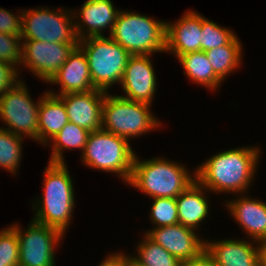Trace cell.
Masks as SVG:
<instances>
[{
    "mask_svg": "<svg viewBox=\"0 0 266 266\" xmlns=\"http://www.w3.org/2000/svg\"><path fill=\"white\" fill-rule=\"evenodd\" d=\"M227 207L253 241L266 237V203L244 196L229 202Z\"/></svg>",
    "mask_w": 266,
    "mask_h": 266,
    "instance_id": "19",
    "label": "cell"
},
{
    "mask_svg": "<svg viewBox=\"0 0 266 266\" xmlns=\"http://www.w3.org/2000/svg\"><path fill=\"white\" fill-rule=\"evenodd\" d=\"M39 7L21 11L22 40H38L50 43H79L70 12L62 13Z\"/></svg>",
    "mask_w": 266,
    "mask_h": 266,
    "instance_id": "8",
    "label": "cell"
},
{
    "mask_svg": "<svg viewBox=\"0 0 266 266\" xmlns=\"http://www.w3.org/2000/svg\"><path fill=\"white\" fill-rule=\"evenodd\" d=\"M89 65L95 89L106 92L120 83L131 54L111 37H87L79 41Z\"/></svg>",
    "mask_w": 266,
    "mask_h": 266,
    "instance_id": "5",
    "label": "cell"
},
{
    "mask_svg": "<svg viewBox=\"0 0 266 266\" xmlns=\"http://www.w3.org/2000/svg\"><path fill=\"white\" fill-rule=\"evenodd\" d=\"M259 266H266V237L257 240Z\"/></svg>",
    "mask_w": 266,
    "mask_h": 266,
    "instance_id": "35",
    "label": "cell"
},
{
    "mask_svg": "<svg viewBox=\"0 0 266 266\" xmlns=\"http://www.w3.org/2000/svg\"><path fill=\"white\" fill-rule=\"evenodd\" d=\"M151 221L156 227L178 223V211L175 198H154L150 212Z\"/></svg>",
    "mask_w": 266,
    "mask_h": 266,
    "instance_id": "28",
    "label": "cell"
},
{
    "mask_svg": "<svg viewBox=\"0 0 266 266\" xmlns=\"http://www.w3.org/2000/svg\"><path fill=\"white\" fill-rule=\"evenodd\" d=\"M151 105L106 92L102 106L101 129L129 140L155 129L159 122L150 113ZM130 137V138H129Z\"/></svg>",
    "mask_w": 266,
    "mask_h": 266,
    "instance_id": "7",
    "label": "cell"
},
{
    "mask_svg": "<svg viewBox=\"0 0 266 266\" xmlns=\"http://www.w3.org/2000/svg\"><path fill=\"white\" fill-rule=\"evenodd\" d=\"M80 9L79 17L82 24L75 22V31L79 41L87 37L104 36L101 31L108 27L111 34L120 12L114 8L111 0H87ZM83 24L87 26L88 32L84 30L86 26Z\"/></svg>",
    "mask_w": 266,
    "mask_h": 266,
    "instance_id": "17",
    "label": "cell"
},
{
    "mask_svg": "<svg viewBox=\"0 0 266 266\" xmlns=\"http://www.w3.org/2000/svg\"><path fill=\"white\" fill-rule=\"evenodd\" d=\"M202 188L204 187L195 180L175 198L179 224L196 229L207 217L209 205Z\"/></svg>",
    "mask_w": 266,
    "mask_h": 266,
    "instance_id": "20",
    "label": "cell"
},
{
    "mask_svg": "<svg viewBox=\"0 0 266 266\" xmlns=\"http://www.w3.org/2000/svg\"><path fill=\"white\" fill-rule=\"evenodd\" d=\"M236 35L228 28L221 27L207 18L202 17L201 51L218 48L229 44Z\"/></svg>",
    "mask_w": 266,
    "mask_h": 266,
    "instance_id": "27",
    "label": "cell"
},
{
    "mask_svg": "<svg viewBox=\"0 0 266 266\" xmlns=\"http://www.w3.org/2000/svg\"><path fill=\"white\" fill-rule=\"evenodd\" d=\"M43 174L44 196L40 198V204L37 201L33 221L57 228L64 234L75 205L72 179L65 162H49Z\"/></svg>",
    "mask_w": 266,
    "mask_h": 266,
    "instance_id": "2",
    "label": "cell"
},
{
    "mask_svg": "<svg viewBox=\"0 0 266 266\" xmlns=\"http://www.w3.org/2000/svg\"><path fill=\"white\" fill-rule=\"evenodd\" d=\"M242 47L239 39L235 37L229 44L212 48L205 51L206 56L211 64L215 74L223 81L227 74L240 65L242 56Z\"/></svg>",
    "mask_w": 266,
    "mask_h": 266,
    "instance_id": "23",
    "label": "cell"
},
{
    "mask_svg": "<svg viewBox=\"0 0 266 266\" xmlns=\"http://www.w3.org/2000/svg\"><path fill=\"white\" fill-rule=\"evenodd\" d=\"M260 150L244 147L220 152L196 170V180L207 190L244 192L253 179Z\"/></svg>",
    "mask_w": 266,
    "mask_h": 266,
    "instance_id": "1",
    "label": "cell"
},
{
    "mask_svg": "<svg viewBox=\"0 0 266 266\" xmlns=\"http://www.w3.org/2000/svg\"><path fill=\"white\" fill-rule=\"evenodd\" d=\"M182 266H216L212 258L204 251L200 256L182 263Z\"/></svg>",
    "mask_w": 266,
    "mask_h": 266,
    "instance_id": "34",
    "label": "cell"
},
{
    "mask_svg": "<svg viewBox=\"0 0 266 266\" xmlns=\"http://www.w3.org/2000/svg\"><path fill=\"white\" fill-rule=\"evenodd\" d=\"M22 136L0 128V167L16 174L21 160Z\"/></svg>",
    "mask_w": 266,
    "mask_h": 266,
    "instance_id": "26",
    "label": "cell"
},
{
    "mask_svg": "<svg viewBox=\"0 0 266 266\" xmlns=\"http://www.w3.org/2000/svg\"><path fill=\"white\" fill-rule=\"evenodd\" d=\"M21 36L0 33V61L13 66L21 64L22 45Z\"/></svg>",
    "mask_w": 266,
    "mask_h": 266,
    "instance_id": "30",
    "label": "cell"
},
{
    "mask_svg": "<svg viewBox=\"0 0 266 266\" xmlns=\"http://www.w3.org/2000/svg\"><path fill=\"white\" fill-rule=\"evenodd\" d=\"M166 22L120 11L110 37L131 55L165 51Z\"/></svg>",
    "mask_w": 266,
    "mask_h": 266,
    "instance_id": "4",
    "label": "cell"
},
{
    "mask_svg": "<svg viewBox=\"0 0 266 266\" xmlns=\"http://www.w3.org/2000/svg\"><path fill=\"white\" fill-rule=\"evenodd\" d=\"M19 241L11 226L0 231V266H19Z\"/></svg>",
    "mask_w": 266,
    "mask_h": 266,
    "instance_id": "29",
    "label": "cell"
},
{
    "mask_svg": "<svg viewBox=\"0 0 266 266\" xmlns=\"http://www.w3.org/2000/svg\"><path fill=\"white\" fill-rule=\"evenodd\" d=\"M202 16L185 13L176 23H166L165 51L178 58L188 52L201 51Z\"/></svg>",
    "mask_w": 266,
    "mask_h": 266,
    "instance_id": "15",
    "label": "cell"
},
{
    "mask_svg": "<svg viewBox=\"0 0 266 266\" xmlns=\"http://www.w3.org/2000/svg\"><path fill=\"white\" fill-rule=\"evenodd\" d=\"M194 231L177 223L156 227L148 231L146 236L183 263L197 258L205 251V241L200 240Z\"/></svg>",
    "mask_w": 266,
    "mask_h": 266,
    "instance_id": "12",
    "label": "cell"
},
{
    "mask_svg": "<svg viewBox=\"0 0 266 266\" xmlns=\"http://www.w3.org/2000/svg\"><path fill=\"white\" fill-rule=\"evenodd\" d=\"M105 95L106 92L94 89L56 96L63 101L70 122L93 132L100 130L102 126V106Z\"/></svg>",
    "mask_w": 266,
    "mask_h": 266,
    "instance_id": "14",
    "label": "cell"
},
{
    "mask_svg": "<svg viewBox=\"0 0 266 266\" xmlns=\"http://www.w3.org/2000/svg\"><path fill=\"white\" fill-rule=\"evenodd\" d=\"M195 180L177 163L158 157L141 161L135 155L128 183L151 198H176Z\"/></svg>",
    "mask_w": 266,
    "mask_h": 266,
    "instance_id": "3",
    "label": "cell"
},
{
    "mask_svg": "<svg viewBox=\"0 0 266 266\" xmlns=\"http://www.w3.org/2000/svg\"><path fill=\"white\" fill-rule=\"evenodd\" d=\"M60 84V94L87 92L94 90L89 65L83 50L76 46L67 61L60 67L49 83Z\"/></svg>",
    "mask_w": 266,
    "mask_h": 266,
    "instance_id": "16",
    "label": "cell"
},
{
    "mask_svg": "<svg viewBox=\"0 0 266 266\" xmlns=\"http://www.w3.org/2000/svg\"><path fill=\"white\" fill-rule=\"evenodd\" d=\"M150 55H131L120 85L127 94L121 96L128 100L152 104L156 90V77Z\"/></svg>",
    "mask_w": 266,
    "mask_h": 266,
    "instance_id": "13",
    "label": "cell"
},
{
    "mask_svg": "<svg viewBox=\"0 0 266 266\" xmlns=\"http://www.w3.org/2000/svg\"><path fill=\"white\" fill-rule=\"evenodd\" d=\"M78 43H50L38 40H24L21 62L29 67L35 76L49 82Z\"/></svg>",
    "mask_w": 266,
    "mask_h": 266,
    "instance_id": "11",
    "label": "cell"
},
{
    "mask_svg": "<svg viewBox=\"0 0 266 266\" xmlns=\"http://www.w3.org/2000/svg\"><path fill=\"white\" fill-rule=\"evenodd\" d=\"M187 76L194 82L215 89L222 80L215 74L204 51L188 52L178 57Z\"/></svg>",
    "mask_w": 266,
    "mask_h": 266,
    "instance_id": "22",
    "label": "cell"
},
{
    "mask_svg": "<svg viewBox=\"0 0 266 266\" xmlns=\"http://www.w3.org/2000/svg\"><path fill=\"white\" fill-rule=\"evenodd\" d=\"M0 33L22 35V16L16 17L6 9L0 8Z\"/></svg>",
    "mask_w": 266,
    "mask_h": 266,
    "instance_id": "31",
    "label": "cell"
},
{
    "mask_svg": "<svg viewBox=\"0 0 266 266\" xmlns=\"http://www.w3.org/2000/svg\"><path fill=\"white\" fill-rule=\"evenodd\" d=\"M89 131L73 122H68L60 132L51 140L54 141L53 153L49 162L64 163L62 149L85 148Z\"/></svg>",
    "mask_w": 266,
    "mask_h": 266,
    "instance_id": "24",
    "label": "cell"
},
{
    "mask_svg": "<svg viewBox=\"0 0 266 266\" xmlns=\"http://www.w3.org/2000/svg\"><path fill=\"white\" fill-rule=\"evenodd\" d=\"M138 246L137 257H132L136 266H182V262L171 255L161 245L154 243L146 235Z\"/></svg>",
    "mask_w": 266,
    "mask_h": 266,
    "instance_id": "25",
    "label": "cell"
},
{
    "mask_svg": "<svg viewBox=\"0 0 266 266\" xmlns=\"http://www.w3.org/2000/svg\"><path fill=\"white\" fill-rule=\"evenodd\" d=\"M253 246L246 240L205 241V252L216 266H259L257 245Z\"/></svg>",
    "mask_w": 266,
    "mask_h": 266,
    "instance_id": "18",
    "label": "cell"
},
{
    "mask_svg": "<svg viewBox=\"0 0 266 266\" xmlns=\"http://www.w3.org/2000/svg\"><path fill=\"white\" fill-rule=\"evenodd\" d=\"M19 241V266H54V246L64 235L57 228L32 221L23 233L19 225H12Z\"/></svg>",
    "mask_w": 266,
    "mask_h": 266,
    "instance_id": "10",
    "label": "cell"
},
{
    "mask_svg": "<svg viewBox=\"0 0 266 266\" xmlns=\"http://www.w3.org/2000/svg\"><path fill=\"white\" fill-rule=\"evenodd\" d=\"M15 68L10 63L0 61V97L20 82L17 81L19 73Z\"/></svg>",
    "mask_w": 266,
    "mask_h": 266,
    "instance_id": "32",
    "label": "cell"
},
{
    "mask_svg": "<svg viewBox=\"0 0 266 266\" xmlns=\"http://www.w3.org/2000/svg\"><path fill=\"white\" fill-rule=\"evenodd\" d=\"M82 160L87 166L99 170L115 172L129 182L135 154L129 141L105 130L90 132Z\"/></svg>",
    "mask_w": 266,
    "mask_h": 266,
    "instance_id": "6",
    "label": "cell"
},
{
    "mask_svg": "<svg viewBox=\"0 0 266 266\" xmlns=\"http://www.w3.org/2000/svg\"><path fill=\"white\" fill-rule=\"evenodd\" d=\"M132 257L124 255L122 253H116L114 255L107 256L106 260L101 262L99 266H133Z\"/></svg>",
    "mask_w": 266,
    "mask_h": 266,
    "instance_id": "33",
    "label": "cell"
},
{
    "mask_svg": "<svg viewBox=\"0 0 266 266\" xmlns=\"http://www.w3.org/2000/svg\"><path fill=\"white\" fill-rule=\"evenodd\" d=\"M23 83L20 81L0 97V118L8 126L5 130L22 137L25 134L24 136L39 141L40 100L33 103L26 84Z\"/></svg>",
    "mask_w": 266,
    "mask_h": 266,
    "instance_id": "9",
    "label": "cell"
},
{
    "mask_svg": "<svg viewBox=\"0 0 266 266\" xmlns=\"http://www.w3.org/2000/svg\"><path fill=\"white\" fill-rule=\"evenodd\" d=\"M45 93L40 99L38 121L39 141L47 145V141L50 142L69 120L63 101L53 91Z\"/></svg>",
    "mask_w": 266,
    "mask_h": 266,
    "instance_id": "21",
    "label": "cell"
}]
</instances>
